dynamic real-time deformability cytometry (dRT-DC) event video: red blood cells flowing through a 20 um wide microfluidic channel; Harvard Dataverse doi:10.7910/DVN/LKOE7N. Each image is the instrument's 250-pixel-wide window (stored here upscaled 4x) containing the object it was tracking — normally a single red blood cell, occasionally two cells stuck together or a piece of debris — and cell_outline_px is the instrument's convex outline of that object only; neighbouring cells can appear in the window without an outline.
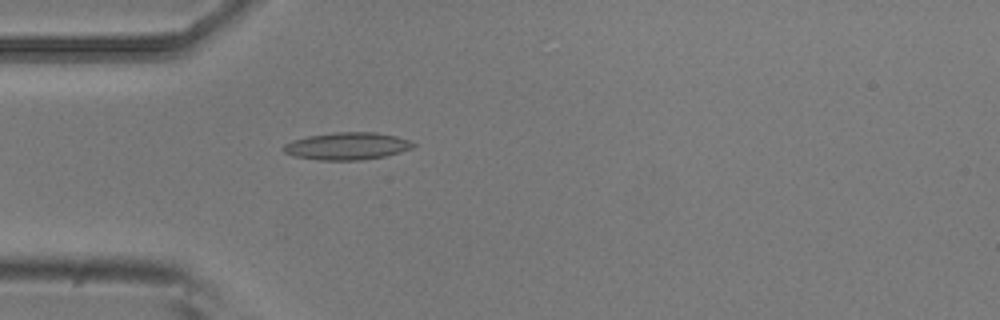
{"species": "common noctule bat (a hibernating species)", "species_latin": "Nyctalus noctula", "temperature_condition": "room temperature", "stored_images_in_passage": 5, "camera_frame_rate_fps": 3000, "um_per_image_px": 0.085, "animal": {"sex": "male", "body_mass_g": 20.5, "forearm_length_mm": 52.5}, "frame": {"image": 1, "passage_image": 5, "time_ms": 1.333, "image_size_px": [1000, 320], "cell_outline_px": [[416, 144], [412, 148], [400, 152], [384, 156], [360, 160], [316, 160], [292, 156], [284, 152], [280, 148], [284, 144], [292, 140], [308, 136], [332, 132], [376, 132], [396, 136], [408, 140]], "centroid_in_image_um": [29.45, 12.41], "position_along_channel_um": 55.6, "area_um2": 20.81}}